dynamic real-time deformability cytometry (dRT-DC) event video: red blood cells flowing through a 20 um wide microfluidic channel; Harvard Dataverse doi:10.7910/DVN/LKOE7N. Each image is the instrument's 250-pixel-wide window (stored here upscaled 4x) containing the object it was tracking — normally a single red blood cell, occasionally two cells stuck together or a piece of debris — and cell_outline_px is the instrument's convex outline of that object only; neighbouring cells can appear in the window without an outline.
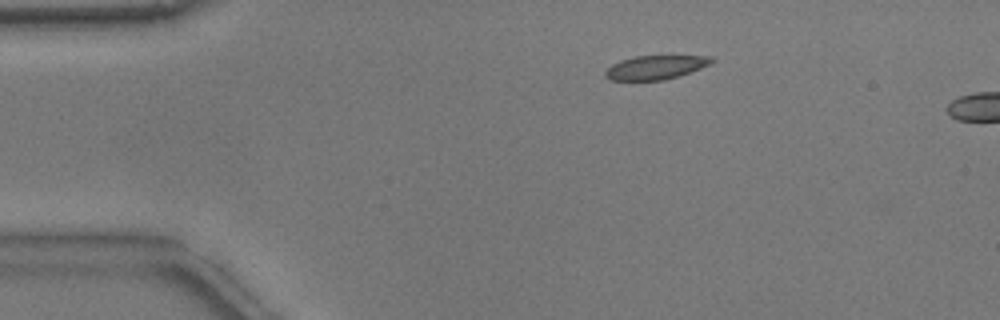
{"species": "common noctule bat (a hibernating species)", "species_latin": "Nyctalus noctula", "temperature_condition": "warm", "stored_images_in_passage": 12, "camera_frame_rate_fps": 3000, "um_per_image_px": 0.085, "animal": {"sex": "male", "body_mass_g": 17.9}, "frame": {"image": 1, "passage_image": 9, "time_ms": 2.667, "image_size_px": [1000, 320], "cell_outline_px": [[716, 60], [700, 68], [664, 80], [608, 80], [604, 76], [604, 72], [612, 64], [620, 60], [632, 56], [712, 56]], "centroid_in_image_um": [55.66, 5.72], "position_along_channel_um": 29.3, "area_um2": 14.68}}